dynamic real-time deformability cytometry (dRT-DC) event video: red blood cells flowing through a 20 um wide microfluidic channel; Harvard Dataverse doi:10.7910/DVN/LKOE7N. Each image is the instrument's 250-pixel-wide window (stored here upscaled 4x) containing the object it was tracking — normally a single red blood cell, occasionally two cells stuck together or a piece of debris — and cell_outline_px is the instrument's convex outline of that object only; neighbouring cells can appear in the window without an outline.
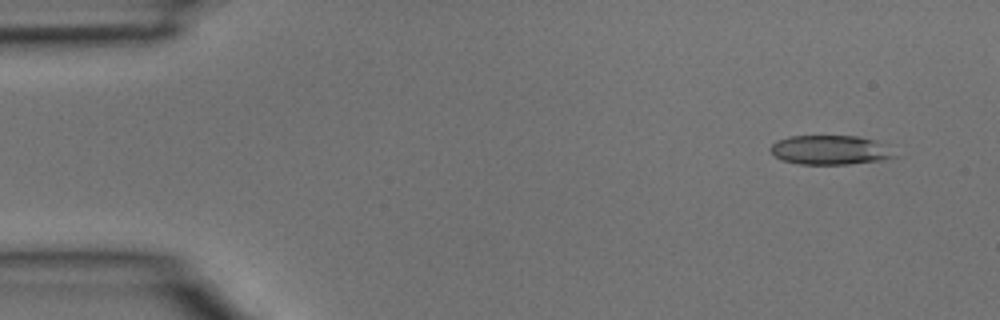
{"species": "common noctule bat (a hibernating species)", "species_latin": "Nyctalus noctula", "temperature_condition": "room temperature", "stored_images_in_passage": 3, "camera_frame_rate_fps": 3000, "um_per_image_px": 0.085, "animal": {"sex": "male", "body_mass_g": 15.6}, "frame": {"image": 1, "passage_image": 1, "time_ms": 0.0, "image_size_px": [1000, 320], "cell_outline_px": [[900, 156], [884, 160], [848, 164], [800, 164], [784, 160], [776, 156], [768, 148], [776, 140], [788, 136], [856, 136], [876, 140]], "centroid_in_image_um": [70.58, 12.75], "position_along_channel_um": 14.4, "area_um2": 21.21}}